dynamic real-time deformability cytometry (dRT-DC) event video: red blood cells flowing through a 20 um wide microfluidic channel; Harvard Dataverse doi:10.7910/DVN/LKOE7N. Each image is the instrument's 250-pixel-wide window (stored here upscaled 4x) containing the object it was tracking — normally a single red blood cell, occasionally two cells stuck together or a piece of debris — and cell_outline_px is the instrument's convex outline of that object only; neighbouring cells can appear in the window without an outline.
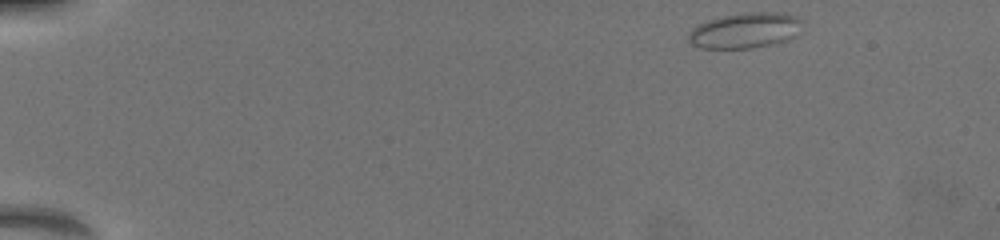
{"species": "common noctule bat (a hibernating species)", "species_latin": "Nyctalus noctula", "temperature_condition": "warm", "stored_images_in_passage": 35, "camera_frame_rate_fps": 3000, "um_per_image_px": 0.085, "animal": {"sex": "female", "body_mass_g": 19.5, "forearm_length_mm": 54.1}, "frame": {"image": 1, "passage_image": 1, "time_ms": 0.0, "image_size_px": [1000, 240], "cell_outline_px": [[800, 20], [796, 36], [788, 40], [772, 44], [752, 48], [700, 48], [692, 44], [688, 40], [688, 32], [692, 28], [708, 20], [724, 16], [744, 12], [776, 12], [796, 16]], "centroid_in_image_um": [63.3, 2.59], "position_along_channel_um": 21.7, "area_um2": 23.35}}
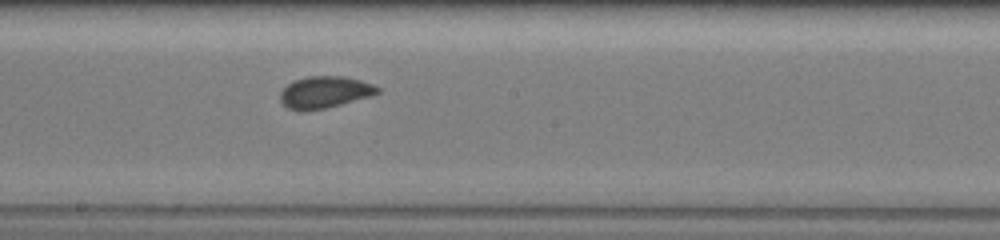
{"frame": {"image": 2, "passage_image": 21, "time_ms": 8.333, "image_size_px": [1000, 240], "cell_outline_px": [[380, 92], [372, 96], [324, 108], [288, 108], [280, 100], [280, 92], [288, 84], [304, 76], [344, 76], [360, 80], [372, 84], [380, 88]], "centroid_in_image_um": [27.65, 7.79], "position_along_channel_um": 220.6, "area_um2": 17.51}}
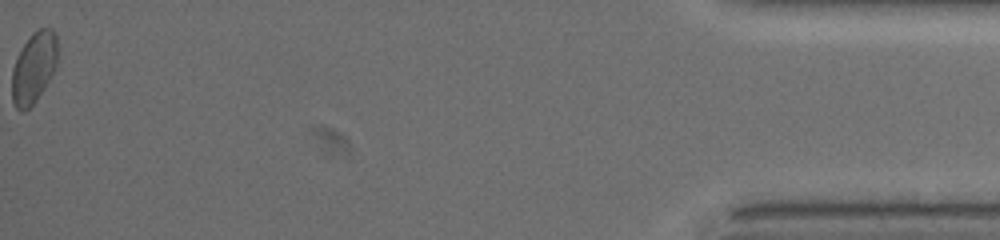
{"frame": {"image": 3, "passage_image": 35, "time_ms": 16.0, "image_size_px": [1000, 240], "cell_outline_px": [[56, 68], [36, 100], [24, 112], [20, 112], [16, 108], [12, 100], [12, 72], [16, 60], [24, 44], [32, 32], [40, 28], [52, 28], [56, 32]], "centroid_in_image_um": [2.87, 5.75], "position_along_channel_um": 432.3, "area_um2": 18.61}, "authors_computed_cell_mechanics": {"area_um2": 17.7446, "velocity_mm_per_s": 3.8897, "shape_relaxation_time_tau1_ms": 7.1999, "shape_relaxation_time_tau2_ms": null, "deformation_change_tau1": 0.1008, "deformation_change_tau2": null}}